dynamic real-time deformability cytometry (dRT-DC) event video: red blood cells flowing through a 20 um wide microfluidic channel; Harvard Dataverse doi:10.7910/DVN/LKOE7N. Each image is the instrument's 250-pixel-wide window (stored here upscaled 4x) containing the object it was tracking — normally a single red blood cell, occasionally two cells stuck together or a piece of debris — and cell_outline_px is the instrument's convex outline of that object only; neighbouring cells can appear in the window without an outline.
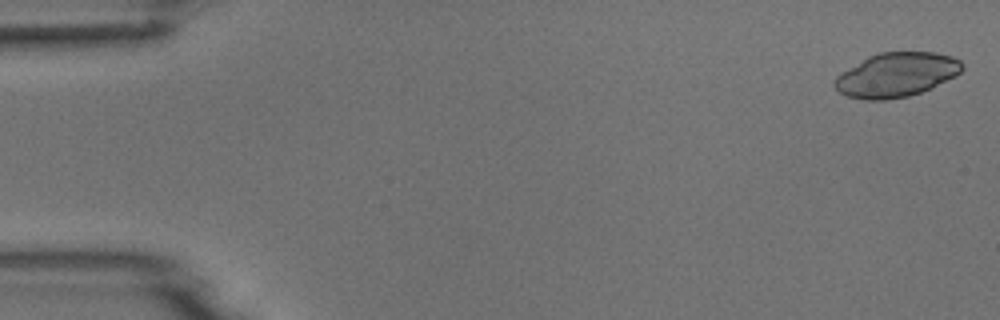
{"species": "common noctule bat (a hibernating species)", "species_latin": "Nyctalus noctula", "temperature_condition": "room temperature", "stored_images_in_passage": 5, "camera_frame_rate_fps": 3000, "um_per_image_px": 0.085, "animal": {"sex": "male", "body_mass_g": 18.8}, "frame": {"image": 1, "passage_image": 1, "time_ms": 0.0, "image_size_px": [1000, 320], "cell_outline_px": [[964, 68], [956, 76], [932, 88], [908, 96], [884, 100], [864, 100], [848, 96], [840, 92], [832, 84], [836, 76], [840, 72], [868, 56], [880, 52], [936, 52], [952, 56], [960, 60], [964, 64]], "centroid_in_image_um": [76.2, 6.35], "position_along_channel_um": 8.8, "area_um2": 33.12}}